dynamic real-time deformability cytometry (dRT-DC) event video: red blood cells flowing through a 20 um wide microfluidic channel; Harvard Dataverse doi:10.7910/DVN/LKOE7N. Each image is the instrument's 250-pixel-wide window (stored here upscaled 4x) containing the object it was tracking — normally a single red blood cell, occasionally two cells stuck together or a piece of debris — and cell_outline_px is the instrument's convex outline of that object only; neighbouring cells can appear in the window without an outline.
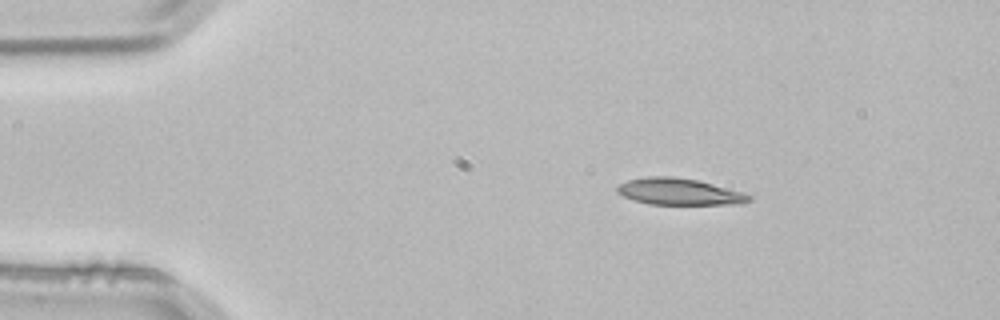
{"species": "common noctule bat (a hibernating species)", "species_latin": "Nyctalus noctula", "temperature_condition": "room temperature", "stored_images_in_passage": 2, "camera_frame_rate_fps": 3000, "um_per_image_px": 0.085, "animal": {"sex": "male", "body_mass_g": 21.5, "forearm_length_mm": 52.0}, "frame": {"image": 1, "passage_image": 1, "time_ms": 0.0, "image_size_px": [1000, 320], "cell_outline_px": [[752, 200], [744, 204], [648, 204], [624, 196], [616, 192], [616, 188], [620, 184], [628, 180], [648, 176], [672, 176], [696, 180], [744, 192], [752, 196]], "centroid_in_image_um": [57.77, 16.29], "position_along_channel_um": 27.2, "area_um2": 20.35}}